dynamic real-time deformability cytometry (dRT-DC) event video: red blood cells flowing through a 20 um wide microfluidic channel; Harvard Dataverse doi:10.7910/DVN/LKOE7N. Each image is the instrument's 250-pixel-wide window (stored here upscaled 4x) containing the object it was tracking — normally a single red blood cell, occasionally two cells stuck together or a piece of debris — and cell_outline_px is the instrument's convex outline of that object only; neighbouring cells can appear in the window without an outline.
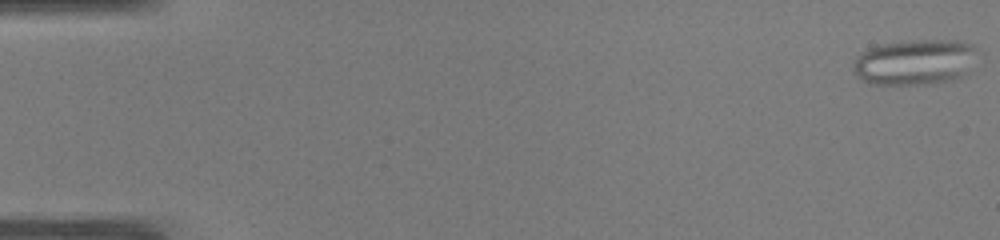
{"species": "common noctule bat (a hibernating species)", "species_latin": "Nyctalus noctula", "temperature_condition": "warm", "stored_images_in_passage": 48, "camera_frame_rate_fps": 3000, "um_per_image_px": 0.085, "animal": {"sex": "male", "body_mass_g": 19.0, "forearm_length_mm": 50.8}, "frame": {"image": 1, "passage_image": 1, "time_ms": 0.0, "image_size_px": [1000, 240], "cell_outline_px": [[984, 52], [960, 76], [948, 80], [928, 84], [868, 84], [860, 80], [856, 76], [852, 68], [856, 56], [860, 52], [868, 48], [880, 44], [912, 40], [956, 40], [972, 44], [980, 48]], "centroid_in_image_um": [77.78, 5.25], "position_along_channel_um": 7.2, "area_um2": 33.58}}
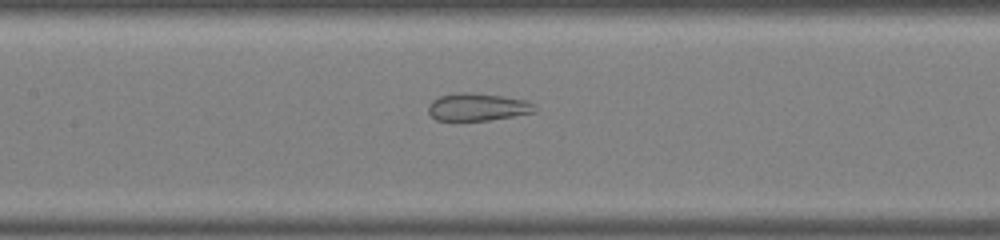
{"frame": {"image": 2, "passage_image": 24, "time_ms": 7.667, "image_size_px": [1000, 240], "cell_outline_px": [[536, 112], [488, 120], [436, 120], [428, 112], [428, 104], [432, 100], [440, 96], [460, 92], [468, 92], [500, 96], [524, 100], [532, 104], [536, 108]], "centroid_in_image_um": [40.55, 9.1], "position_along_channel_um": 166.9, "area_um2": 16.82}}
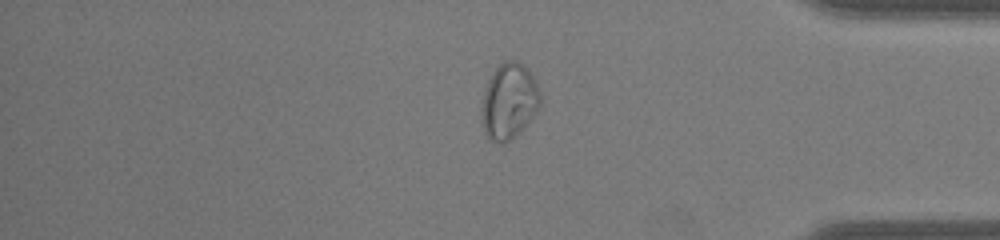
{"frame": {"image": 3, "passage_image": 42, "time_ms": 13.667, "image_size_px": [1000, 240], "cell_outline_px": [[540, 104], [536, 112], [508, 140], [492, 140], [484, 132], [484, 92], [488, 80], [492, 72], [504, 60], [516, 60], [528, 68], [540, 92]], "centroid_in_image_um": [43.29, 8.5], "position_along_channel_um": 391.9, "area_um2": 24.57}}